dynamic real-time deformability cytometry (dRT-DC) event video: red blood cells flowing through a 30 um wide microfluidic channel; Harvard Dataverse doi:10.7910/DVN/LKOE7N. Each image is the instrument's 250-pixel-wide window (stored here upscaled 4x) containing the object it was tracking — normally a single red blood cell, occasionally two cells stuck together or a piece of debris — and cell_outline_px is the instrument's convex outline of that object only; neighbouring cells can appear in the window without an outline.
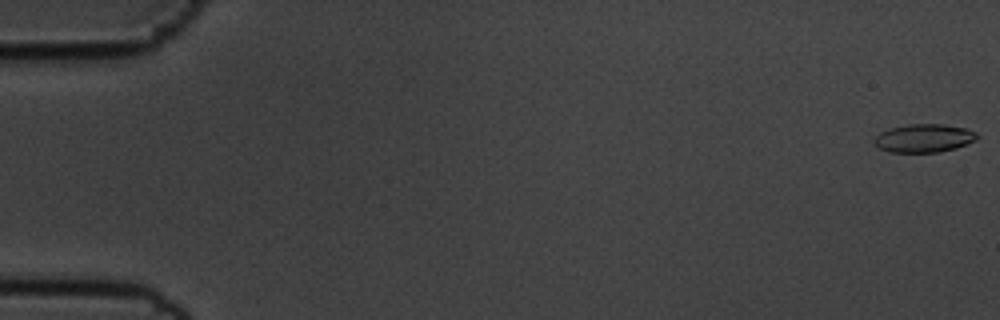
{"species": "common noctule bat (a hibernating species)", "species_latin": "Nyctalus noctula", "temperature_condition": "cold", "stored_images_in_passage": 57, "camera_frame_rate_fps": 3000, "um_per_image_px": 0.085, "animal": {"sex": "male", "body_mass_g": 19.5, "forearm_length_mm": 54.6}, "frame": {"image": 1, "passage_image": 1, "time_ms": 0.0, "image_size_px": [1000, 320], "cell_outline_px": [[980, 136], [976, 140], [968, 144], [956, 148], [940, 152], [888, 152], [880, 148], [872, 140], [880, 132], [888, 128], [908, 124], [944, 124], [968, 128], [976, 132]], "centroid_in_image_um": [78.57, 11.74], "position_along_channel_um": 6.4, "area_um2": 17.22}}
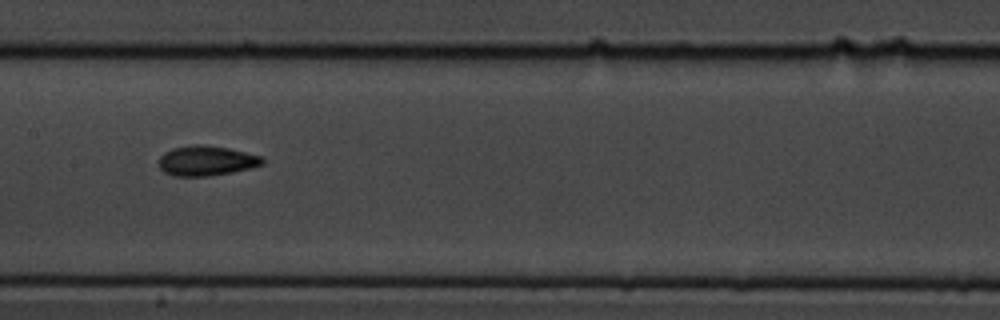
{"frame": {"image": 2, "passage_image": 29, "time_ms": 9.333, "image_size_px": [1000, 320], "cell_outline_px": [[264, 164], [252, 168], [232, 172], [208, 176], [172, 176], [164, 172], [160, 168], [160, 156], [164, 152], [172, 148], [192, 144], [204, 144], [228, 148], [264, 156]], "centroid_in_image_um": [17.57, 13.65], "position_along_channel_um": 189.8, "area_um2": 18.32}}
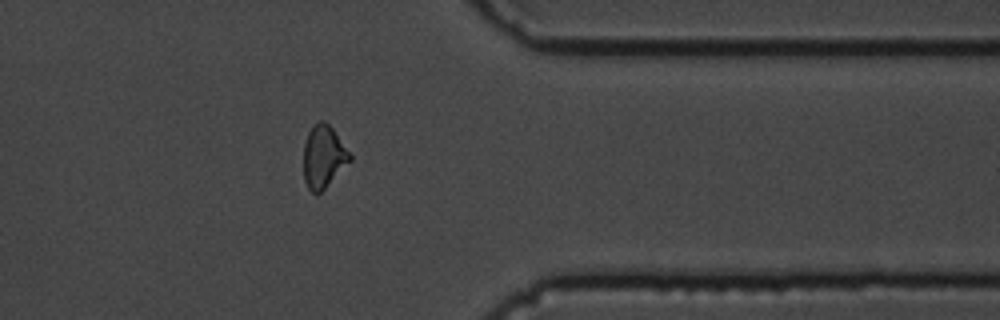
{"frame": {"image": 3, "passage_image": 46, "time_ms": 15.0, "image_size_px": [1000, 320], "cell_outline_px": [[352, 160], [316, 196], [308, 188], [304, 180], [304, 144], [308, 132], [320, 120], [324, 120], [332, 128], [352, 156]], "centroid_in_image_um": [27.49, 13.33], "position_along_channel_um": 383.9, "area_um2": 16.65}, "authors_computed_cell_mechanics": {"area_um2": 17.2822, "velocity_mm_per_s": 3.6087, "shape_relaxation_time_tau1_ms": 3.0001, "shape_relaxation_time_tau2_ms": 1.6371, "deformation_change_tau1": 0.1254, "deformation_change_tau2": 0.0759}}